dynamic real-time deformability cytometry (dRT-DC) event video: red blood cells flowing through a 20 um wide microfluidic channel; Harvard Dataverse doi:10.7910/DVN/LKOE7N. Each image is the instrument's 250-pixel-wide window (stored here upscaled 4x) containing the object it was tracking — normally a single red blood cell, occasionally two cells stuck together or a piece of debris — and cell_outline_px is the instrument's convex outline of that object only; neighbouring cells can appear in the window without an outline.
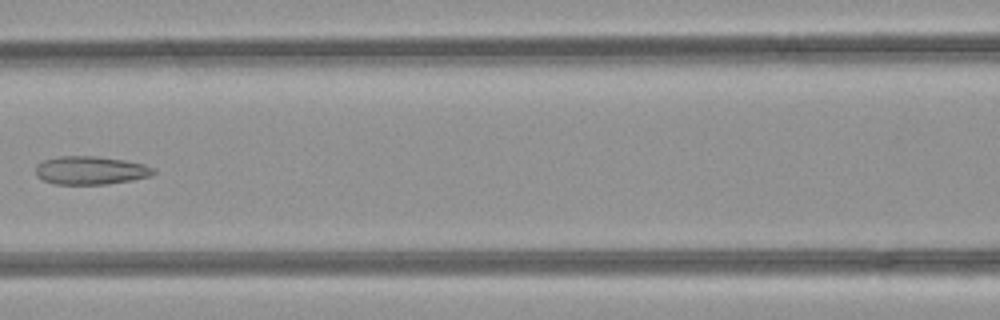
{"species": "common noctule bat (a hibernating species)", "species_latin": "Nyctalus noctula", "temperature_condition": "room temperature", "stored_images_in_passage": 5, "camera_frame_rate_fps": 3000, "um_per_image_px": 0.085, "animal": {"sex": "female", "body_mass_g": 21.9}, "frame": {"image": 1, "passage_image": 5, "time_ms": 1.333, "image_size_px": [1000, 320], "cell_outline_px": [[156, 172], [152, 176], [132, 180], [108, 184], [56, 184], [44, 180], [36, 176], [36, 164], [44, 160], [60, 156], [96, 156], [124, 160], [144, 164], [156, 168]], "centroid_in_image_um": [7.73, 14.48], "position_along_channel_um": 158.9, "area_um2": 19.54}}